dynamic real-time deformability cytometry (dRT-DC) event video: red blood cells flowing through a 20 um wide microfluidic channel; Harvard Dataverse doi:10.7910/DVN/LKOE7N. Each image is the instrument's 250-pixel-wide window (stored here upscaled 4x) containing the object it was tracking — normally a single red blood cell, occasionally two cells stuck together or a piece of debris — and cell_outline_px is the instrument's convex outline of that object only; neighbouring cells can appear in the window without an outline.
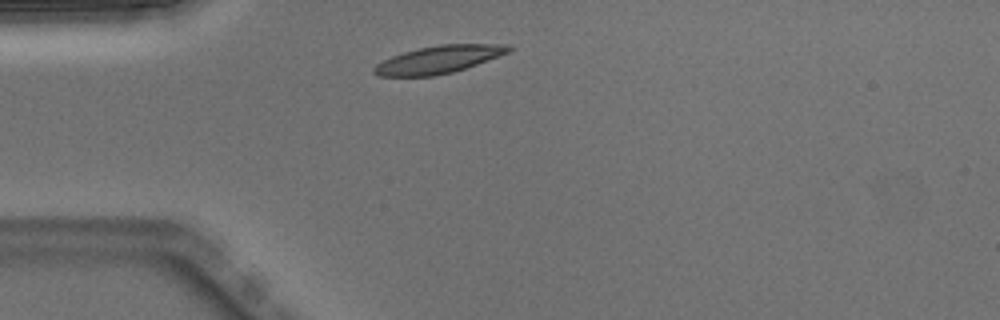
{"species": "Egyptian fruit bat (a non-hibernating species)", "species_latin": "Rousettus aegyptiacus", "temperature_condition": "warm", "stored_images_in_passage": 1, "camera_frame_rate_fps": 3000, "um_per_image_px": 0.085, "animal": {"sex": "male"}, "frame": {"image": 1, "passage_image": 1, "time_ms": 0.0, "image_size_px": [1000, 320], "cell_outline_px": [[516, 48], [512, 52], [452, 72], [432, 76], [376, 76], [372, 72], [372, 68], [376, 64], [392, 56], [404, 52], [420, 48], [440, 44], [508, 44]], "centroid_in_image_um": [37.32, 5.05], "position_along_channel_um": 47.7, "area_um2": 21.68}}